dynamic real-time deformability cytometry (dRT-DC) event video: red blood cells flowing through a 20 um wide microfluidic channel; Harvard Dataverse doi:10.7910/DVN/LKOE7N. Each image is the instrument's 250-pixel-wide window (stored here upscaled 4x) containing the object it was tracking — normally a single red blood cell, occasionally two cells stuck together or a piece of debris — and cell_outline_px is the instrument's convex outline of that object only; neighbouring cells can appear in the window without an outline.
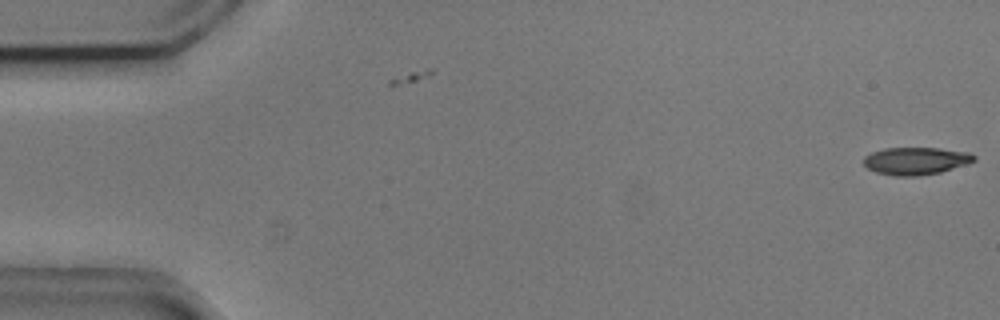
{"species": "common noctule bat (a hibernating species)", "species_latin": "Nyctalus noctula", "temperature_condition": "cold", "stored_images_in_passage": 5, "camera_frame_rate_fps": 3000, "um_per_image_px": 0.085, "animal": {"sex": "male", "body_mass_g": 20.5, "forearm_length_mm": 52.5}, "frame": {"image": 1, "passage_image": 5, "time_ms": 1.333, "image_size_px": [1000, 320], "cell_outline_px": [[976, 160], [968, 164], [940, 172], [916, 176], [892, 176], [876, 172], [868, 168], [864, 164], [864, 156], [872, 152], [884, 148], [940, 148], [968, 152], [976, 156]], "centroid_in_image_um": [77.86, 13.67], "position_along_channel_um": 7.1, "area_um2": 17.74}}